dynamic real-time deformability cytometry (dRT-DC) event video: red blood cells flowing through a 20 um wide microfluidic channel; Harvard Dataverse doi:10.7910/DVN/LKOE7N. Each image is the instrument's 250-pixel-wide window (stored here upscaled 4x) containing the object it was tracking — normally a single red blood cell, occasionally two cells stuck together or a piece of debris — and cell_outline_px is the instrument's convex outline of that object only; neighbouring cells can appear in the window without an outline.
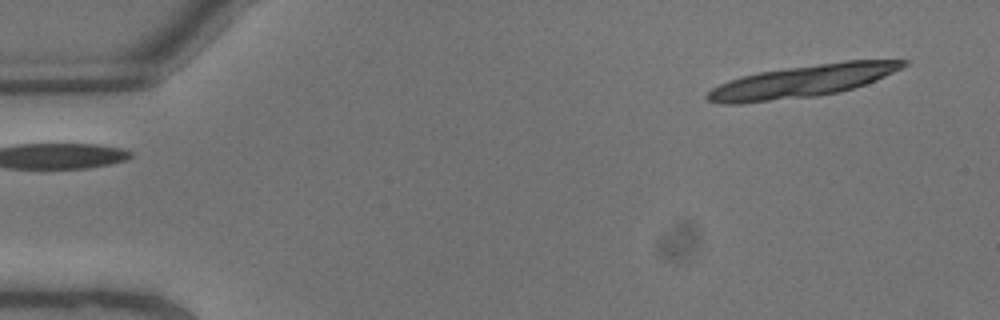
{"species": "common noctule bat (a hibernating species)", "species_latin": "Nyctalus noctula", "temperature_condition": "warm", "stored_images_in_passage": 5, "segment_of_instrument_passage": [2, 2], "camera_frame_rate_fps": 3000, "um_per_image_px": 0.085, "animal": {"sex": "male", "body_mass_g": 13.3}, "frame": {"image": 1, "passage_image": 5, "time_ms": 1.333, "image_size_px": [1000, 320], "cell_outline_px": [[908, 64], [876, 80], [840, 92], [816, 96], [740, 104], [720, 104], [708, 100], [704, 96], [712, 88], [720, 84], [744, 76], [760, 72], [844, 60], [908, 60]], "centroid_in_image_um": [68.18, 6.91], "position_along_channel_um": 16.8, "area_um2": 36.41}}